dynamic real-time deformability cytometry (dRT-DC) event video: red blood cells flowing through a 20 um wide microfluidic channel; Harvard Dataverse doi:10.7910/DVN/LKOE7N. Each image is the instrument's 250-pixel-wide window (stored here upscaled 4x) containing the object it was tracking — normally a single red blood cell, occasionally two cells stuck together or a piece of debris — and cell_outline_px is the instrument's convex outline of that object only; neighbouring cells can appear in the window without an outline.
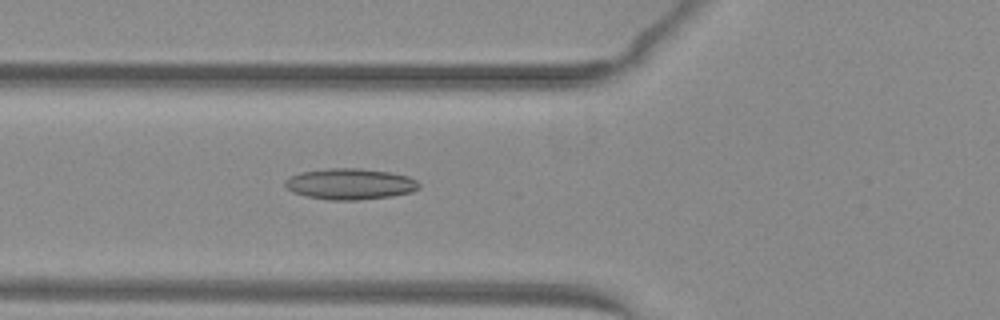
{"species": "common noctule bat (a hibernating species)", "species_latin": "Nyctalus noctula", "temperature_condition": "warm", "stored_images_in_passage": 46, "camera_frame_rate_fps": 3000, "um_per_image_px": 0.085, "animal": {"sex": "female", "body_mass_g": 29.2, "forearm_length_mm": 56.3}, "frame": {"image": 1, "passage_image": 17, "time_ms": 5.333, "image_size_px": [1000, 320], "cell_outline_px": [[420, 188], [412, 192], [392, 196], [360, 200], [328, 200], [304, 196], [292, 192], [284, 184], [284, 180], [300, 172], [332, 168], [360, 168], [388, 172], [408, 176], [416, 180], [420, 184]], "centroid_in_image_um": [29.76, 15.65], "position_along_channel_um": 96.0, "area_um2": 24.33}}
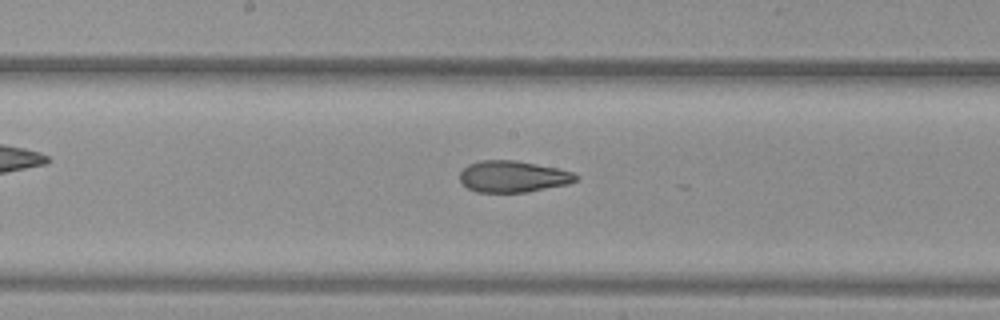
{"frame": {"image": 2, "passage_image": 25, "time_ms": 8.0, "image_size_px": [1000, 320], "cell_outline_px": [[580, 176], [576, 180], [568, 184], [528, 192], [476, 192], [468, 188], [460, 180], [460, 172], [468, 164], [480, 160], [516, 160], [556, 168], [572, 172]], "centroid_in_image_um": [43.6, 15.0], "position_along_channel_um": 204.6, "area_um2": 21.27}}
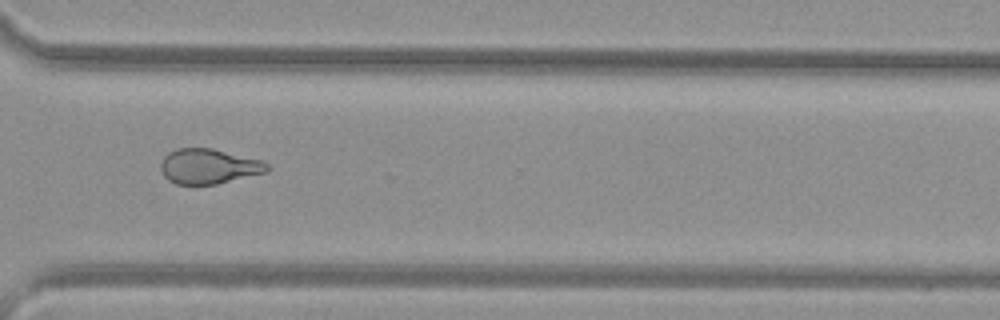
{"frame": {"image": 3, "passage_image": 36, "time_ms": 11.667, "image_size_px": [1000, 320], "cell_outline_px": [[272, 168], [268, 172], [216, 184], [176, 184], [168, 180], [164, 176], [160, 168], [160, 164], [164, 156], [168, 152], [176, 148], [212, 148], [260, 160], [268, 164]], "centroid_in_image_um": [17.74, 14.14], "position_along_channel_um": 352.9, "area_um2": 21.79}}